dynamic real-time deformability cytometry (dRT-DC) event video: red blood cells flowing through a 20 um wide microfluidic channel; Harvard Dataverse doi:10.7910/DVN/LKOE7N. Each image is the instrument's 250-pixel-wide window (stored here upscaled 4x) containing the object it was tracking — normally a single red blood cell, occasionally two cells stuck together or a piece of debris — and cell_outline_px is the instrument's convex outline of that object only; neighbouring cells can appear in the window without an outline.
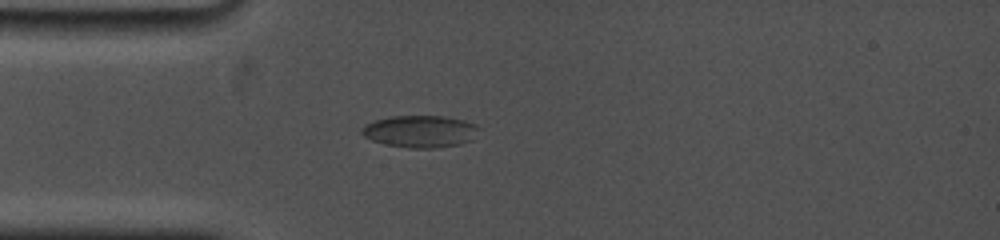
{"species": "common noctule bat (a hibernating species)", "species_latin": "Nyctalus noctula", "temperature_condition": "cold", "stored_images_in_passage": 73, "camera_frame_rate_fps": 5000, "um_per_image_px": 0.085, "animal": {"sex": "female", "body_mass_g": 19.0, "forearm_length_mm": 53.3}, "frame": {"image": 1, "passage_image": 19, "time_ms": 3.4, "image_size_px": [1000, 240], "cell_outline_px": [[480, 128], [472, 140], [460, 144], [432, 148], [408, 148], [384, 144], [372, 140], [364, 136], [360, 132], [360, 128], [364, 124], [376, 120], [392, 116], [444, 116], [464, 120], [476, 124]], "centroid_in_image_um": [35.71, 11.17], "position_along_channel_um": 49.3, "area_um2": 22.02}}
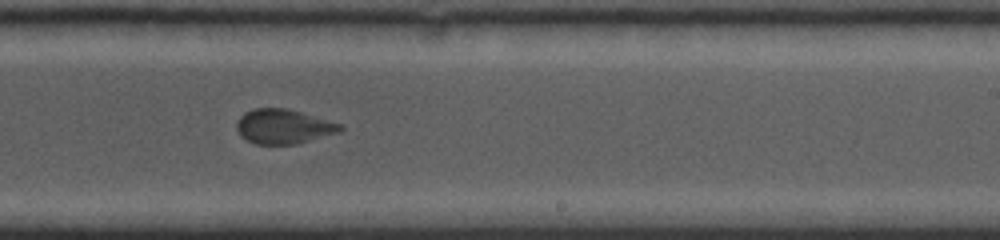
{"frame": {"image": 2, "passage_image": 45, "time_ms": 9.4, "image_size_px": [1000, 240], "cell_outline_px": [[344, 128], [340, 132], [296, 144], [256, 144], [240, 136], [236, 128], [236, 120], [244, 112], [252, 108], [284, 108], [300, 112], [344, 124]], "centroid_in_image_um": [24.09, 10.75], "position_along_channel_um": 264.9, "area_um2": 20.98}}
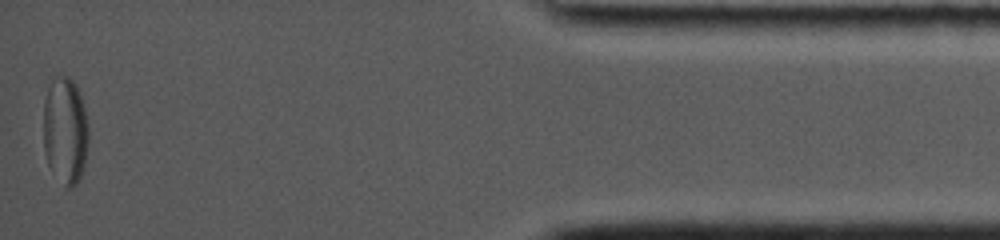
{"frame": {"image": 3, "passage_image": 73, "time_ms": 15.4, "image_size_px": [1000, 240], "cell_outline_px": [[88, 144], [84, 164], [80, 180], [72, 188], [64, 188], [48, 164], [44, 148], [44, 100], [48, 76], [68, 76], [76, 84], [84, 108], [88, 124]], "centroid_in_image_um": [5.53, 11.06], "position_along_channel_um": 429.7, "area_um2": 28.73}}